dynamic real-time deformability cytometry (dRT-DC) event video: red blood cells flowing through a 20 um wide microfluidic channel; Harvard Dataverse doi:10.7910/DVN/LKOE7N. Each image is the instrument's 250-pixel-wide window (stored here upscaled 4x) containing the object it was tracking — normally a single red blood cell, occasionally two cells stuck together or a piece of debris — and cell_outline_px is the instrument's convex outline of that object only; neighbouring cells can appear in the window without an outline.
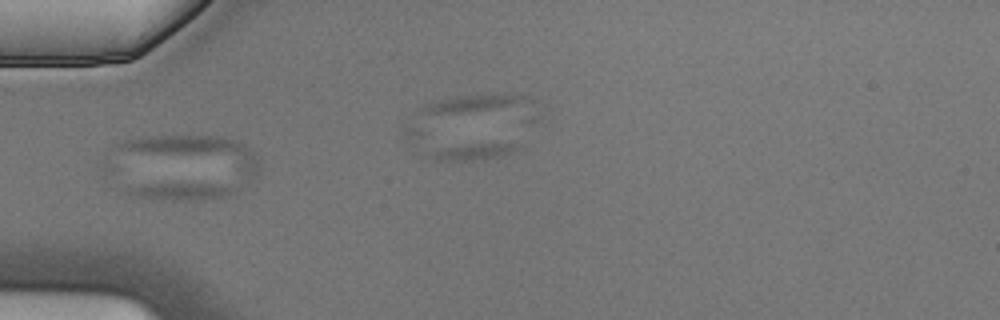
{"species": "Egyptian fruit bat (a non-hibernating species)", "species_latin": "Rousettus aegyptiacus", "temperature_condition": "cold", "stored_images_in_passage": 6, "camera_frame_rate_fps": 3000, "um_per_image_px": 0.085, "animal": {"sex": "male"}, "frame": {"image": 1, "passage_image": 5, "time_ms": 1.333, "image_size_px": [1000, 320], "cell_outline_px": [[236, 188], [232, 192], [224, 196], [192, 200], [160, 200], [136, 196], [124, 192], [124, 188], [140, 184], [236, 184]], "centroid_in_image_um": [15.32, 16.25], "position_along_channel_um": 69.7, "area_um2": 10.75}}